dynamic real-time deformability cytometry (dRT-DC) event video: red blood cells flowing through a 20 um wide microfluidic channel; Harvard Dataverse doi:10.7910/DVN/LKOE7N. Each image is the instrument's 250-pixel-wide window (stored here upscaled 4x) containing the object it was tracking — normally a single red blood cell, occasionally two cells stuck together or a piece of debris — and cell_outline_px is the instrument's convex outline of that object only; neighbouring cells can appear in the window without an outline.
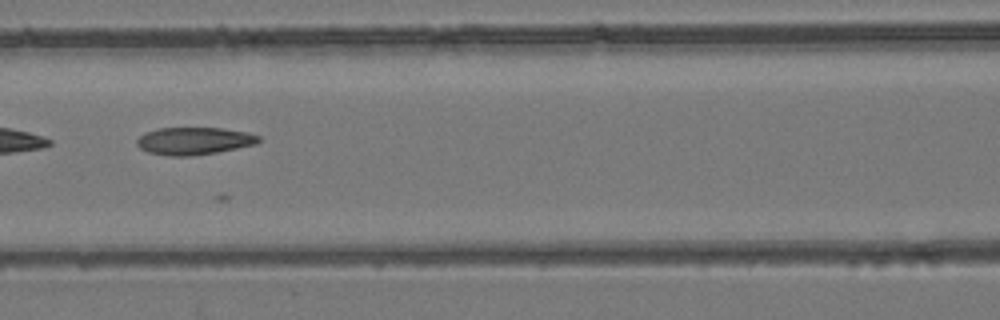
{"species": "common noctule bat (a hibernating species)", "species_latin": "Nyctalus noctula", "temperature_condition": "room temperature", "stored_images_in_passage": 25, "camera_frame_rate_fps": 3000, "um_per_image_px": 0.085, "animal": {"sex": "female", "body_mass_g": 24.6, "forearm_length_mm": 56.2}, "frame": {"image": 1, "passage_image": 15, "time_ms": 4.667, "image_size_px": [1000, 320], "cell_outline_px": [[260, 140], [256, 144], [216, 152], [192, 156], [172, 156], [148, 152], [140, 148], [136, 144], [136, 140], [144, 132], [160, 128], [220, 128], [248, 132], [260, 136]], "centroid_in_image_um": [16.48, 11.97], "position_along_channel_um": 150.1, "area_um2": 19.42}}
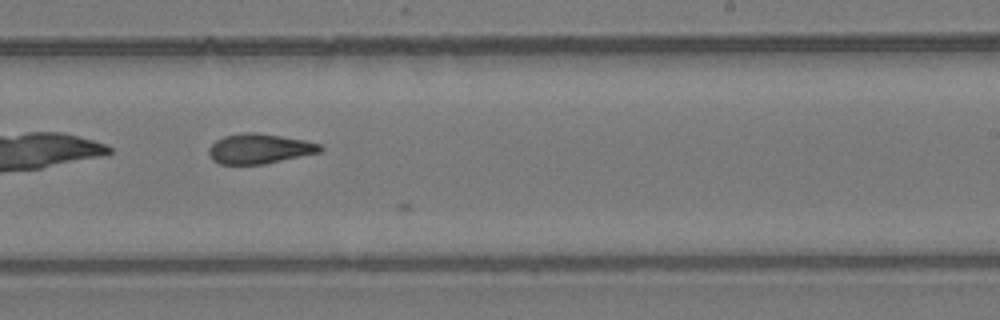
{"frame": {"image": 2, "passage_image": 24, "time_ms": 7.667, "image_size_px": [1000, 320], "cell_outline_px": [[324, 148], [320, 152], [264, 164], [220, 164], [212, 160], [208, 156], [208, 148], [216, 140], [224, 136], [240, 132], [256, 132], [304, 140], [320, 144]], "centroid_in_image_um": [22.01, 12.64], "position_along_channel_um": 267.0, "area_um2": 19.48}}